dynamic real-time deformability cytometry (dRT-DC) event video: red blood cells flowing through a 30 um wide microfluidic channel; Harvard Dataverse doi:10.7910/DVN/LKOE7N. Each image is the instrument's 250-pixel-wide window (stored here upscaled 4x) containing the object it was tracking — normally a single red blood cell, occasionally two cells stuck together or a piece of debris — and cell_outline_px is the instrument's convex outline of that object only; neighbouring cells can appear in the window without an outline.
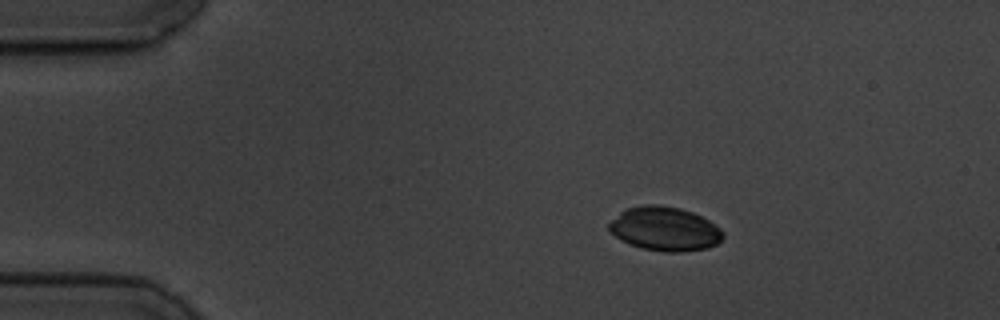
{"species": "common noctule bat (a hibernating species)", "species_latin": "Nyctalus noctula", "temperature_condition": "cold", "stored_images_in_passage": 3, "camera_frame_rate_fps": 3000, "um_per_image_px": 0.085, "animal": {"sex": "male", "body_mass_g": 19.5, "forearm_length_mm": 54.6}, "frame": {"image": 1, "passage_image": 2, "time_ms": 1.333, "image_size_px": [1000, 320], "cell_outline_px": [[724, 236], [716, 244], [708, 248], [680, 252], [664, 252], [640, 248], [620, 240], [608, 228], [608, 224], [624, 208], [644, 204], [660, 204], [680, 208], [692, 212], [708, 220], [720, 228], [724, 232]], "centroid_in_image_um": [56.49, 19.44], "position_along_channel_um": 28.5, "area_um2": 29.36}}